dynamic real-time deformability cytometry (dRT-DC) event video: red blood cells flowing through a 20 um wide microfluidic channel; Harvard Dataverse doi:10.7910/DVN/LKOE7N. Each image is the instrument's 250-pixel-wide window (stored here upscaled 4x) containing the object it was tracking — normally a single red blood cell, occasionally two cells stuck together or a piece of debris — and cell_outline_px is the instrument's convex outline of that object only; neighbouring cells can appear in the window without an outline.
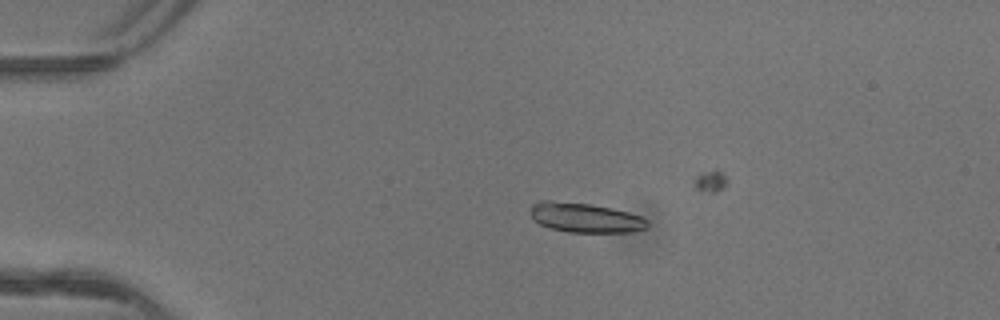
{"species": "common noctule bat (a hibernating species)", "species_latin": "Nyctalus noctula", "temperature_condition": "warm", "stored_images_in_passage": 6, "camera_frame_rate_fps": 3000, "um_per_image_px": 0.085, "animal": {"sex": "female"}, "frame": {"image": 1, "passage_image": 4, "time_ms": 1.0, "image_size_px": [1000, 320], "cell_outline_px": [[648, 228], [632, 232], [568, 232], [552, 228], [540, 224], [528, 212], [532, 204], [540, 200], [552, 200], [592, 204], [612, 208], [628, 212], [640, 216], [648, 220]], "centroid_in_image_um": [49.74, 18.49], "position_along_channel_um": 35.3, "area_um2": 20.35}}
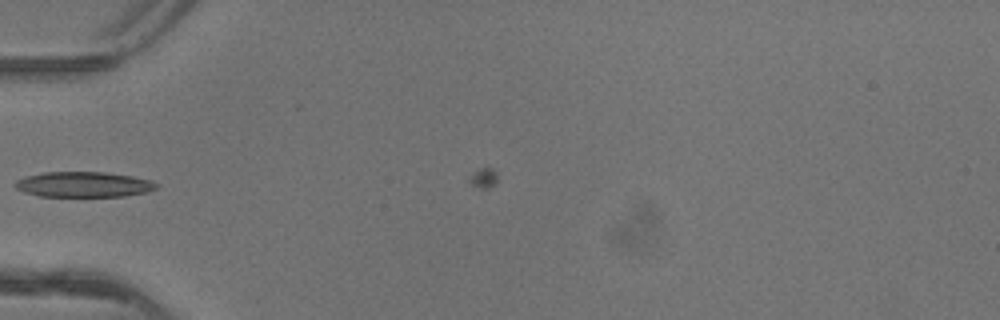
{"frame": {"image": 2, "passage_image": 6, "time_ms": 1.667, "image_size_px": [1000, 320], "cell_outline_px": [[156, 188], [148, 192], [124, 196], [40, 196], [24, 192], [16, 188], [12, 184], [16, 180], [28, 176], [44, 172], [104, 172], [132, 176], [152, 180], [156, 184]], "centroid_in_image_um": [7.1, 15.68], "position_along_channel_um": 77.9, "area_um2": 20.81}}